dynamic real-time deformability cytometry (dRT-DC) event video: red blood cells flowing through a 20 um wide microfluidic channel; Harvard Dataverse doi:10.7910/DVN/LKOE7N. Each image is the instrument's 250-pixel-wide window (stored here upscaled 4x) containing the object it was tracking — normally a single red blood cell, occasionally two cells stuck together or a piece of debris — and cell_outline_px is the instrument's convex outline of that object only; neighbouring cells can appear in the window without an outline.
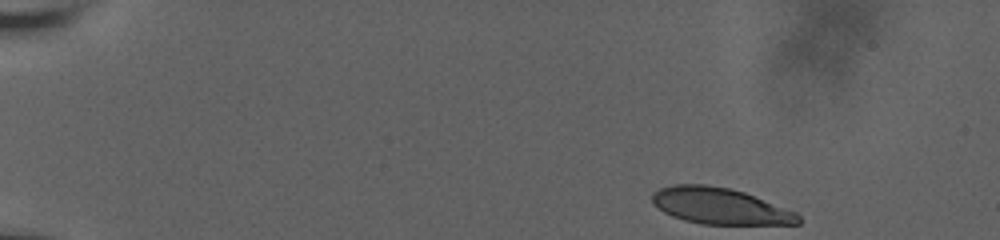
{"species": "human", "species_latin": "Homo sapiens", "temperature_condition": "room temperature", "stored_images_in_passage": 10, "camera_frame_rate_fps": 3000, "um_per_image_px": 0.085, "donor": {"sex": "male"}, "frame": {"image": 1, "passage_image": 1, "time_ms": 0.0, "image_size_px": [1000, 240], "cell_outline_px": [[800, 224], [700, 224], [684, 220], [672, 216], [664, 212], [652, 204], [652, 192], [660, 188], [672, 184], [704, 184], [728, 188], [744, 192], [796, 212], [800, 216]], "centroid_in_image_um": [61.16, 17.51], "position_along_channel_um": 23.8, "area_um2": 30.87}}
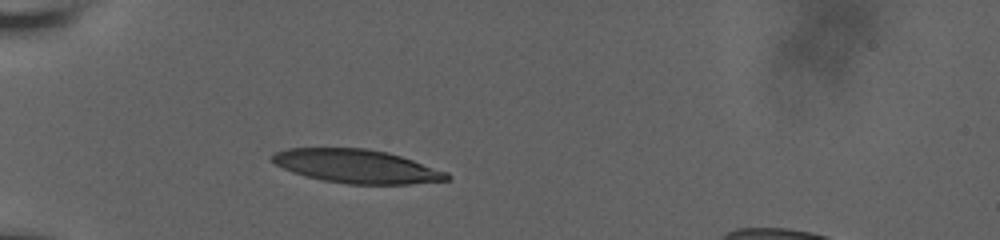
{"frame": {"image": 2, "passage_image": 7, "time_ms": 3.667, "image_size_px": [1000, 240], "cell_outline_px": [[452, 176], [448, 180], [408, 184], [348, 184], [324, 180], [292, 172], [276, 164], [272, 160], [272, 156], [276, 152], [288, 148], [368, 148], [388, 152], [448, 172]], "centroid_in_image_um": [30.35, 14.13], "position_along_channel_um": 54.6, "area_um2": 33.93}}
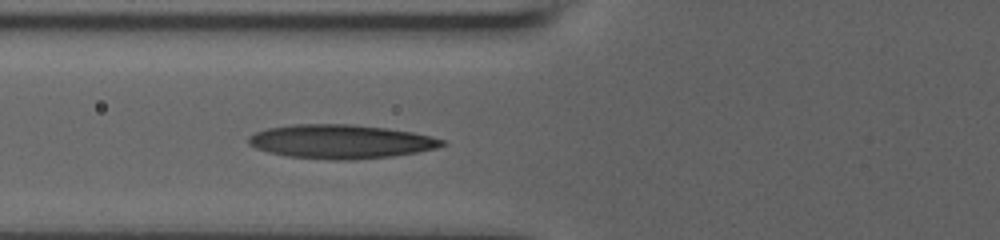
{"frame": {"image": 3, "passage_image": 10, "time_ms": 5.333, "image_size_px": [1000, 240], "cell_outline_px": [[448, 144], [436, 148], [416, 152], [392, 156], [352, 160], [332, 160], [288, 156], [268, 152], [256, 148], [248, 144], [248, 136], [256, 132], [268, 128], [292, 124], [352, 124], [384, 128], [412, 132], [444, 140]], "centroid_in_image_um": [28.94, 12.03], "position_along_channel_um": 96.9, "area_um2": 38.15}}